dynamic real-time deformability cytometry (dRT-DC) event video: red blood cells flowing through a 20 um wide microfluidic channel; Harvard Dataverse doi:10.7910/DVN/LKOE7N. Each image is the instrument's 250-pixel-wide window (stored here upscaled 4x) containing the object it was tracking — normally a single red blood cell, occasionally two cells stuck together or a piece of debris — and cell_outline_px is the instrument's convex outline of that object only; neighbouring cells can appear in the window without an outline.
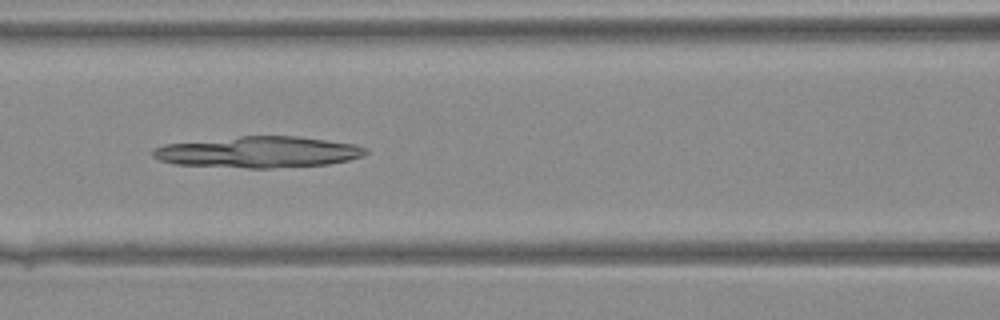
{"species": "Egyptian fruit bat (a non-hibernating species)", "species_latin": "Rousettus aegyptiacus", "temperature_condition": "warm", "stored_images_in_passage": 38, "camera_frame_rate_fps": 3000, "um_per_image_px": 0.085, "animal": {"sex": "female"}, "frame": {"image": 1, "passage_image": 19, "time_ms": 6.0, "image_size_px": [1000, 320], "cell_outline_px": [[368, 152], [364, 156], [348, 160], [328, 164], [272, 168], [248, 168], [176, 164], [160, 160], [152, 156], [152, 152], [156, 148], [164, 144], [240, 136], [296, 136], [356, 144], [368, 148]], "centroid_in_image_um": [22.01, 12.92], "position_along_channel_um": 144.6, "area_um2": 38.61}}
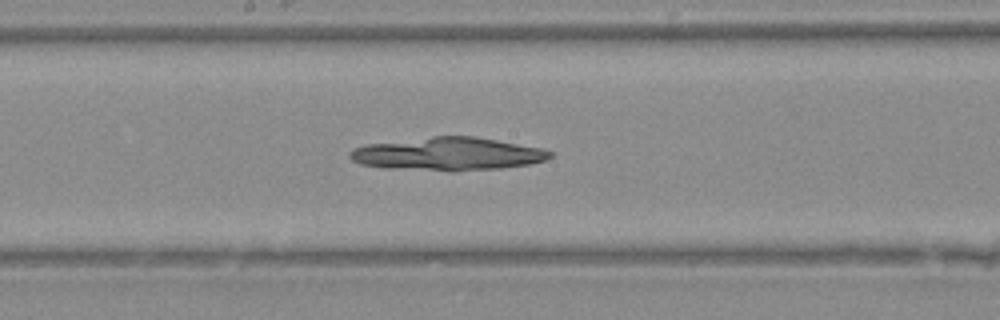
{"frame": {"image": 2, "passage_image": 23, "time_ms": 7.333, "image_size_px": [1000, 320], "cell_outline_px": [[552, 156], [544, 160], [528, 164], [500, 168], [456, 172], [452, 172], [384, 168], [360, 164], [352, 160], [348, 156], [348, 152], [364, 144], [432, 136], [472, 136], [544, 148], [552, 152]], "centroid_in_image_um": [38.02, 13.1], "position_along_channel_um": 210.2, "area_um2": 38.96}}
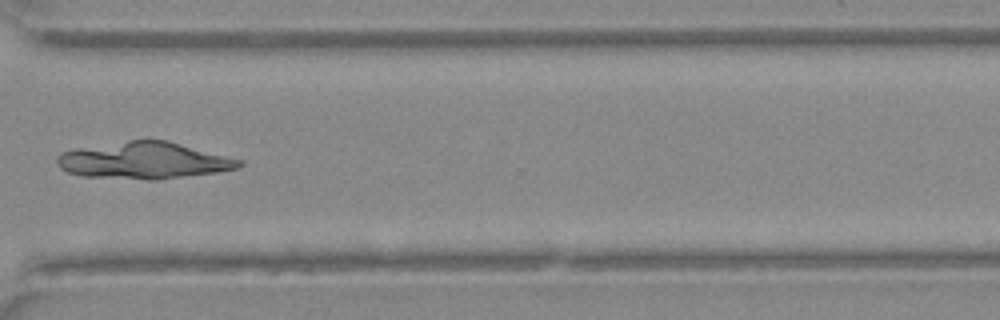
{"frame": {"image": 3, "passage_image": 32, "time_ms": 10.333, "image_size_px": [1000, 320], "cell_outline_px": [[244, 164], [240, 168], [216, 172], [156, 180], [148, 180], [84, 176], [68, 172], [60, 168], [56, 160], [56, 156], [60, 152], [76, 148], [128, 140], [168, 140], [244, 160]], "centroid_in_image_um": [12.26, 13.64], "position_along_channel_um": 358.3, "area_um2": 39.25}}